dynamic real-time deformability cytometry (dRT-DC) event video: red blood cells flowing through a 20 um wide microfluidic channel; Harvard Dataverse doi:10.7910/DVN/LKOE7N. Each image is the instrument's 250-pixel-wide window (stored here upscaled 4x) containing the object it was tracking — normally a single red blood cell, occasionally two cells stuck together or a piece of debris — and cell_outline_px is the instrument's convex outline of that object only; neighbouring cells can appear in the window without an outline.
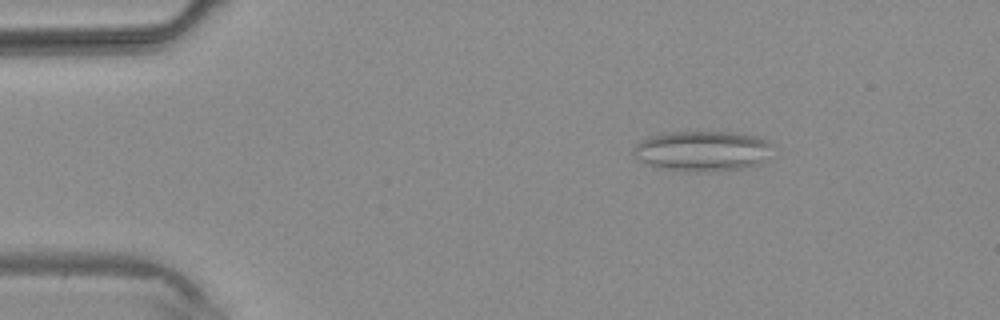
{"species": "common noctule bat (a hibernating species)", "species_latin": "Nyctalus noctula", "temperature_condition": "warm", "stored_images_in_passage": 3, "camera_frame_rate_fps": 3000, "um_per_image_px": 0.085, "animal": {"sex": "male", "body_mass_g": 20.4}, "frame": {"image": 1, "passage_image": 1, "time_ms": 0.0, "image_size_px": [1000, 320], "cell_outline_px": [[776, 144], [764, 164], [744, 168], [700, 172], [696, 172], [656, 168], [636, 160], [632, 152], [632, 148], [636, 144], [652, 136], [672, 132], [732, 132], [756, 136], [768, 140]], "centroid_in_image_um": [59.76, 12.85], "position_along_channel_um": 25.2, "area_um2": 33.29}}